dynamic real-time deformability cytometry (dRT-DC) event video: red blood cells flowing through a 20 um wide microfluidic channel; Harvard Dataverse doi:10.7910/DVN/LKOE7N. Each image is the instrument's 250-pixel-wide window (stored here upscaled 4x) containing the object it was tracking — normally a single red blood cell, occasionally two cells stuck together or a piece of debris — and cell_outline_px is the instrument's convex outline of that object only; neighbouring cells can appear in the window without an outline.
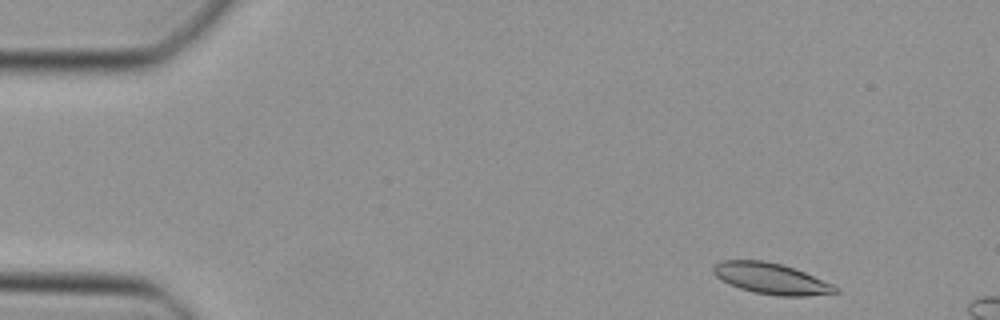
{"species": "Egyptian fruit bat (a non-hibernating species)", "species_latin": "Rousettus aegyptiacus", "temperature_condition": "cold", "stored_images_in_passage": 9, "camera_frame_rate_fps": 3000, "um_per_image_px": 0.085, "animal": {"sex": "female"}, "frame": {"image": 1, "passage_image": 2, "time_ms": 0.333, "image_size_px": [1000, 320], "cell_outline_px": [[840, 292], [808, 296], [780, 296], [756, 292], [740, 288], [716, 276], [712, 272], [712, 268], [720, 260], [764, 260], [796, 268], [832, 284], [840, 288]], "centroid_in_image_um": [65.59, 23.67], "position_along_channel_um": 19.4, "area_um2": 21.91}}